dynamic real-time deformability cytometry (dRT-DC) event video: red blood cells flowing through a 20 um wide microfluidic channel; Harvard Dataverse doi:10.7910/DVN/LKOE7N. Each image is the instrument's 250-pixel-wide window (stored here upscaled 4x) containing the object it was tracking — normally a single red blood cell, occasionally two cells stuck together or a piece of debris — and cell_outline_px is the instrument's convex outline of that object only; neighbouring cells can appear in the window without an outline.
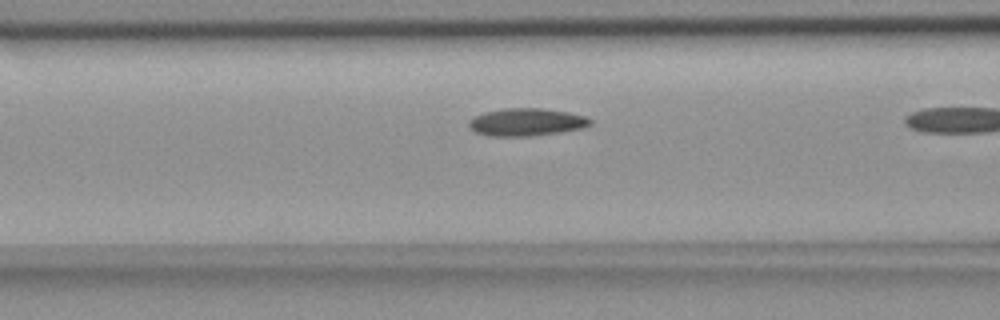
{"species": "common noctule bat (a hibernating species)", "species_latin": "Nyctalus noctula", "temperature_condition": "room temperature", "stored_images_in_passage": 9, "camera_frame_rate_fps": 3000, "um_per_image_px": 0.085, "animal": {"sex": "female", "body_mass_g": 18.4}, "frame": {"image": 1, "passage_image": 8, "time_ms": 2.333, "image_size_px": [1000, 320], "cell_outline_px": [[592, 124], [584, 128], [532, 136], [488, 136], [476, 132], [468, 124], [468, 120], [484, 112], [504, 108], [544, 108], [568, 112], [588, 116], [592, 120]], "centroid_in_image_um": [44.79, 10.37], "position_along_channel_um": 121.8, "area_um2": 19.65}}